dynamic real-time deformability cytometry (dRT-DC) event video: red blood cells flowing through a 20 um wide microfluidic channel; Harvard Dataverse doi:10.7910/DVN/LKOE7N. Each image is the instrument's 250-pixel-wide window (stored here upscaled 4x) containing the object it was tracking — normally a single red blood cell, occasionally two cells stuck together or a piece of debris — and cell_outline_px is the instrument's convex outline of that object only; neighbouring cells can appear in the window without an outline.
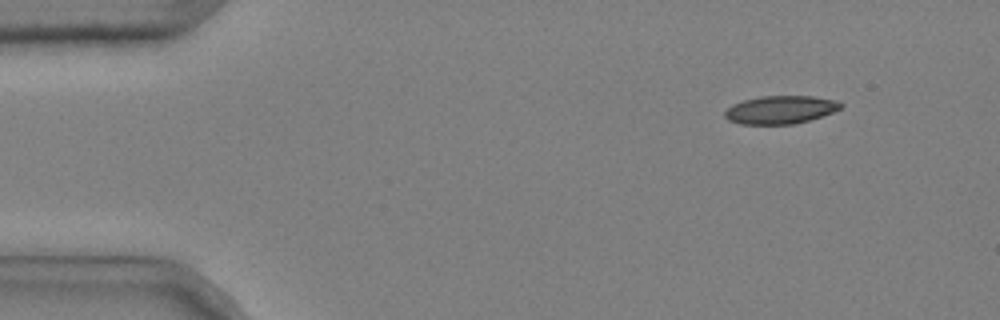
{"species": "common noctule bat (a hibernating species)", "species_latin": "Nyctalus noctula", "temperature_condition": "cold", "stored_images_in_passage": 44, "camera_frame_rate_fps": 3000, "um_per_image_px": 0.085, "animal": {"sex": "male", "body_mass_g": 20.4}, "frame": {"image": 1, "passage_image": 1, "time_ms": 0.0, "image_size_px": [1000, 320], "cell_outline_px": [[844, 104], [840, 108], [832, 112], [808, 120], [792, 124], [740, 124], [728, 120], [724, 116], [724, 112], [732, 104], [744, 100], [760, 96], [812, 96], [836, 100]], "centroid_in_image_um": [66.31, 9.32], "position_along_channel_um": 18.7, "area_um2": 18.84}}
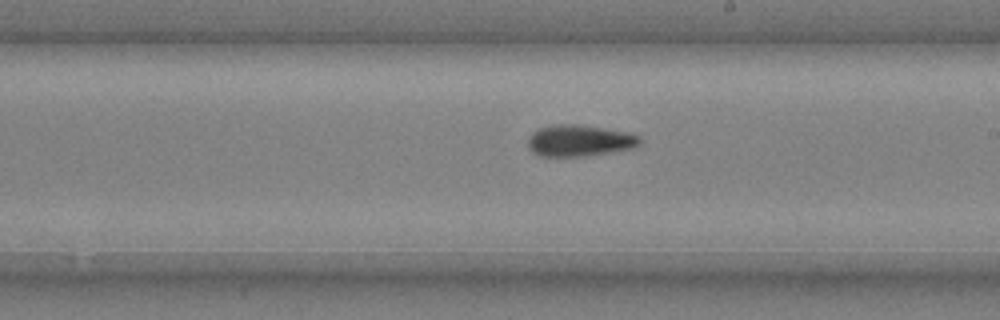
{"frame": {"image": 2, "passage_image": 26, "time_ms": 8.333, "image_size_px": [1000, 320], "cell_outline_px": [[640, 144], [632, 148], [588, 156], [540, 156], [532, 152], [528, 148], [528, 140], [532, 132], [540, 128], [556, 124], [572, 124], [628, 132], [640, 136]], "centroid_in_image_um": [49.23, 11.96], "position_along_channel_um": 239.8, "area_um2": 20.35}}
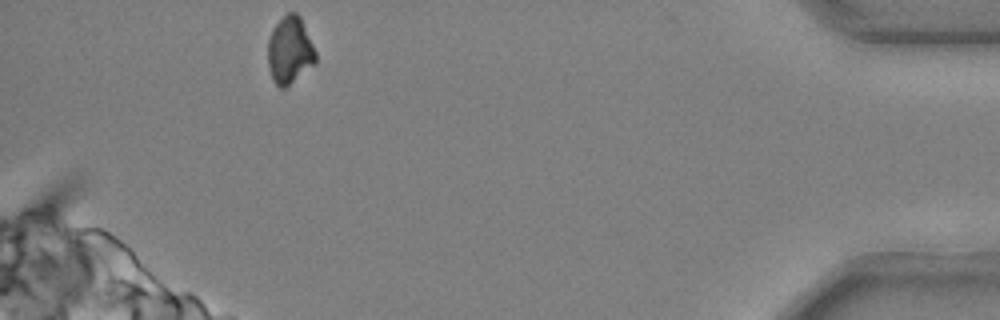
{"frame": {"image": 3, "passage_image": 44, "time_ms": 14.333, "image_size_px": [1000, 320], "cell_outline_px": [[316, 60], [312, 64], [284, 88], [280, 88], [272, 80], [268, 64], [268, 40], [272, 28], [288, 12], [296, 12], [300, 16], [316, 52]], "centroid_in_image_um": [24.6, 4.24], "position_along_channel_um": 410.6, "area_um2": 18.32}, "authors_computed_cell_mechanics": {"area_um2": 19.9988, "velocity_mm_per_s": 3.6923, "shape_relaxation_time_tau1_ms": 7.4261, "shape_relaxation_time_tau2_ms": 7.2752, "deformation_change_tau1": 0.1614, "deformation_change_tau2": 0.1381}}